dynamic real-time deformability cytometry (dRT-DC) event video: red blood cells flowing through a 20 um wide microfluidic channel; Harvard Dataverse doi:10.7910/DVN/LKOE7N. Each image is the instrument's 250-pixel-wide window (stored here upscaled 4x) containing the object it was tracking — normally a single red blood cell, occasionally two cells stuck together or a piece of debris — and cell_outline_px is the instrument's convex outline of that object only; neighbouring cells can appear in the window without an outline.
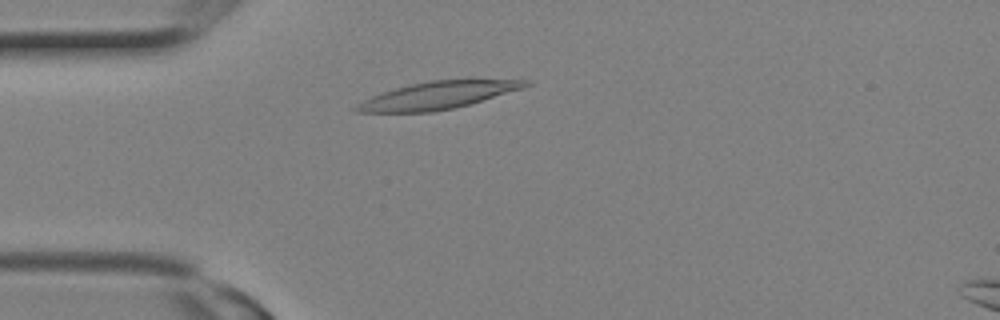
{"species": "Egyptian fruit bat (a non-hibernating species)", "species_latin": "Rousettus aegyptiacus", "temperature_condition": "room temperature", "stored_images_in_passage": 7, "camera_frame_rate_fps": 3000, "um_per_image_px": 0.085, "animal": {"sex": "female"}, "frame": {"image": 1, "passage_image": 3, "time_ms": 0.667, "image_size_px": [1000, 320], "cell_outline_px": [[532, 84], [524, 88], [456, 108], [432, 112], [356, 112], [352, 108], [356, 104], [372, 96], [396, 88], [412, 84], [432, 80], [528, 80]], "centroid_in_image_um": [37.21, 8.12], "position_along_channel_um": 47.8, "area_um2": 26.65}}
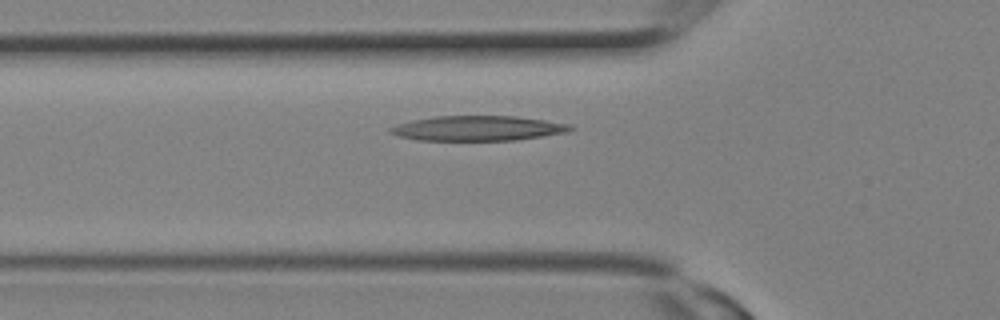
{"frame": {"image": 2, "passage_image": 5, "time_ms": 1.333, "image_size_px": [1000, 320], "cell_outline_px": [[572, 128], [568, 132], [516, 140], [416, 140], [400, 136], [388, 132], [388, 128], [396, 124], [412, 120], [436, 116], [516, 116], [544, 120], [568, 124]], "centroid_in_image_um": [40.56, 10.9], "position_along_channel_um": 85.2, "area_um2": 26.01}}
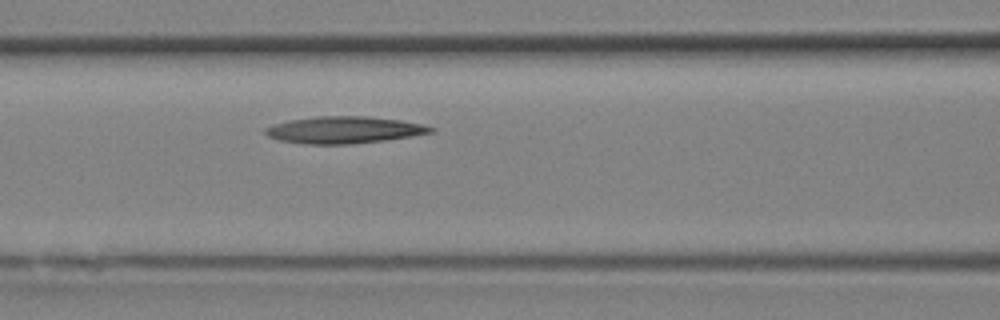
{"frame": {"image": 3, "passage_image": 7, "time_ms": 2.0, "image_size_px": [1000, 320], "cell_outline_px": [[436, 128], [432, 132], [412, 136], [384, 140], [352, 144], [304, 144], [276, 140], [268, 136], [264, 132], [264, 128], [272, 124], [288, 120], [316, 116], [368, 116], [400, 120], [424, 124]], "centroid_in_image_um": [29.2, 11.04], "position_along_channel_um": 137.4, "area_um2": 26.18}}